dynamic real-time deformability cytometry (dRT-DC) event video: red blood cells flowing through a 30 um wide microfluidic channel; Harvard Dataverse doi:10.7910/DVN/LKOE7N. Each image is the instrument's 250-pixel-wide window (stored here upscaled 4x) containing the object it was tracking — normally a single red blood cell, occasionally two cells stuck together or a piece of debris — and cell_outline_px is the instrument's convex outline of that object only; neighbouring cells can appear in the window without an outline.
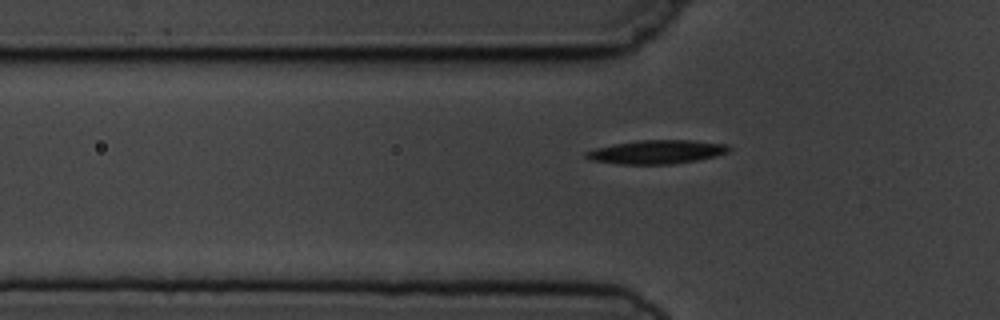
{"species": "common noctule bat (a hibernating species)", "species_latin": "Nyctalus noctula", "temperature_condition": "cold", "stored_images_in_passage": 10, "camera_frame_rate_fps": 3000, "um_per_image_px": 0.085, "animal": {"sex": "male", "body_mass_g": 19.5, "forearm_length_mm": 54.6}, "frame": {"image": 1, "passage_image": 5, "time_ms": 5.667, "image_size_px": [1000, 320], "cell_outline_px": [[732, 148], [728, 152], [716, 156], [696, 160], [672, 164], [620, 164], [592, 160], [584, 156], [584, 152], [596, 148], [636, 140], [692, 140], [728, 144]], "centroid_in_image_um": [55.85, 12.91], "position_along_channel_um": 69.9, "area_um2": 19.71}}
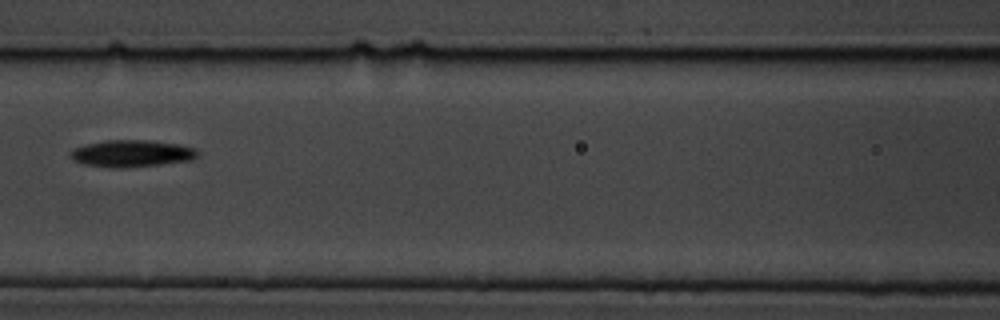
{"frame": {"image": 2, "passage_image": 7, "time_ms": 8.0, "image_size_px": [1000, 320], "cell_outline_px": [[200, 152], [192, 160], [160, 164], [116, 168], [112, 168], [84, 164], [72, 160], [68, 156], [72, 148], [104, 140], [144, 140], [180, 144], [196, 148]], "centroid_in_image_um": [11.17, 13.04], "position_along_channel_um": 155.4, "area_um2": 20.0}}
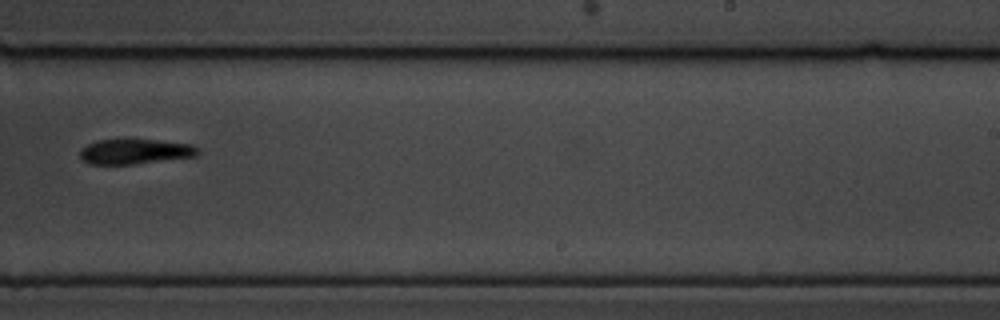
{"frame": {"image": 3, "passage_image": 10, "time_ms": 11.333, "image_size_px": [1000, 320], "cell_outline_px": [[200, 152], [196, 156], [132, 164], [88, 164], [80, 156], [80, 148], [96, 140], [156, 140], [192, 144], [200, 148]], "centroid_in_image_um": [11.49, 12.88], "position_along_channel_um": 277.5, "area_um2": 17.11}}